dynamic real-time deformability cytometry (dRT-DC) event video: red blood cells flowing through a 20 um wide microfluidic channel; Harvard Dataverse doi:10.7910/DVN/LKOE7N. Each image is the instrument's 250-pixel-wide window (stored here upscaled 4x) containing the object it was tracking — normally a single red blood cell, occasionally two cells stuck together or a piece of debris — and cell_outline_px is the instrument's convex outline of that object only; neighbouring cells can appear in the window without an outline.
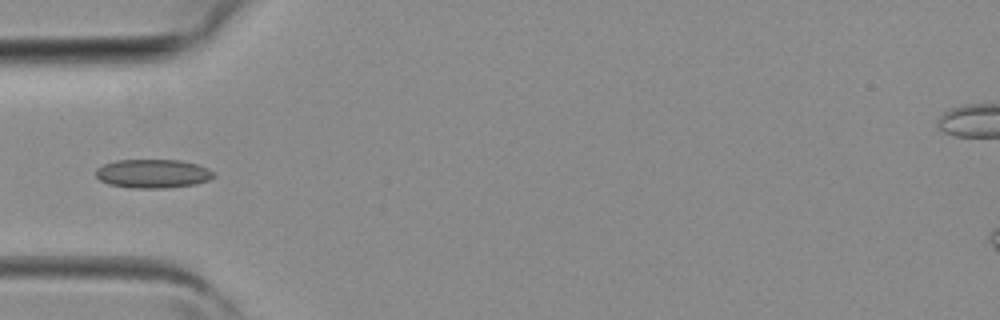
{"species": "common noctule bat (a hibernating species)", "species_latin": "Nyctalus noctula", "temperature_condition": "room temperature", "stored_images_in_passage": 3, "camera_frame_rate_fps": 3000, "um_per_image_px": 0.085, "animal": {"sex": "female", "body_mass_g": 19.3, "forearm_length_mm": 54.1}, "frame": {"image": 1, "passage_image": 3, "time_ms": 0.667, "image_size_px": [1000, 320], "cell_outline_px": [[216, 176], [208, 180], [196, 184], [168, 188], [132, 188], [108, 184], [100, 180], [96, 176], [96, 168], [104, 164], [116, 160], [180, 160], [196, 164], [208, 168], [216, 172]], "centroid_in_image_um": [13.02, 14.76], "position_along_channel_um": 72.0, "area_um2": 19.94}}